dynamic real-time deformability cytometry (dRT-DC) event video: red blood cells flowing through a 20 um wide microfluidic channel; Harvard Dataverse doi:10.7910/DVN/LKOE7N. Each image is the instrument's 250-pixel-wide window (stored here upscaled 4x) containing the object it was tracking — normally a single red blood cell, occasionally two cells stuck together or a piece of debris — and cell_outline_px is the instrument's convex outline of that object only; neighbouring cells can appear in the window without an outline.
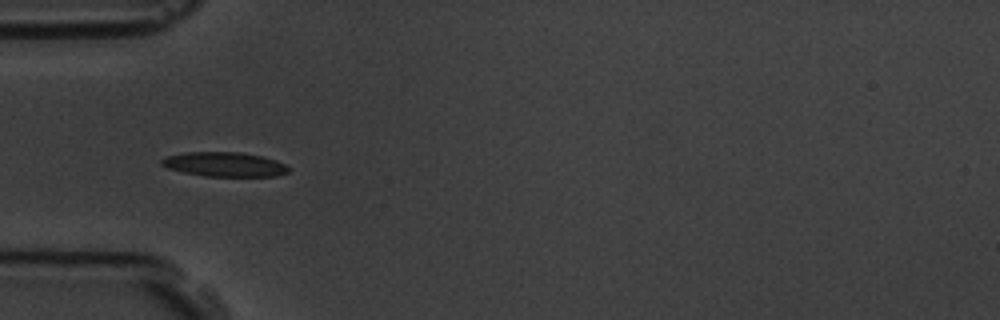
{"species": "common noctule bat (a hibernating species)", "species_latin": "Nyctalus noctula", "temperature_condition": "room temperature", "stored_images_in_passage": 6, "camera_frame_rate_fps": 3000, "um_per_image_px": 0.085, "animal": {"sex": "male", "body_mass_g": 19.5, "forearm_length_mm": 54.6}, "frame": {"image": 1, "passage_image": 6, "time_ms": 6.0, "image_size_px": [1000, 320], "cell_outline_px": [[288, 172], [276, 176], [204, 176], [184, 172], [168, 168], [160, 164], [160, 160], [168, 156], [184, 152], [240, 152], [260, 156], [276, 160], [284, 164], [288, 168]], "centroid_in_image_um": [19.06, 13.97], "position_along_channel_um": 65.9, "area_um2": 17.92}}